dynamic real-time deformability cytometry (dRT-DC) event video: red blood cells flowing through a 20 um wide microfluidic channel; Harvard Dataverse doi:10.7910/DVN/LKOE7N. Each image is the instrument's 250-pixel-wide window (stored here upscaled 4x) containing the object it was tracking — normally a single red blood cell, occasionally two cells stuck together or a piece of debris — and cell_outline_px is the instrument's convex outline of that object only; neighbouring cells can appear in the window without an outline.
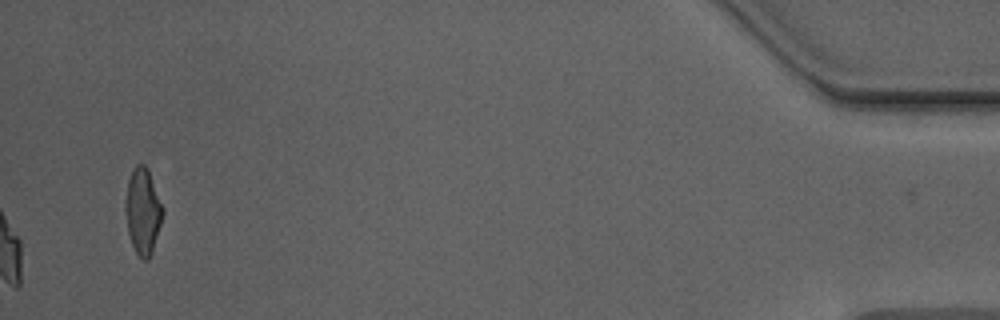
{"species": "Egyptian fruit bat (a non-hibernating species)", "species_latin": "Rousettus aegyptiacus", "temperature_condition": "warm", "stored_images_in_passage": 50, "camera_frame_rate_fps": 3000, "um_per_image_px": 0.085, "animal": {"sex": "male"}, "frame": {"image": 1, "passage_image": 50, "time_ms": 16.333, "image_size_px": [1000, 320], "cell_outline_px": [[164, 212], [152, 252], [148, 260], [144, 260], [136, 252], [132, 244], [128, 232], [124, 212], [124, 204], [128, 180], [132, 168], [136, 164], [144, 164], [148, 168], [164, 208]], "centroid_in_image_um": [12.13, 17.91], "position_along_channel_um": 423.1, "area_um2": 18.9}, "authors_computed_cell_mechanics": {"area_um2": 18.3226, "velocity_mm_per_s": 3.959, "shape_relaxation_time_tau1_ms": 3.5265, "shape_relaxation_time_tau2_ms": 1.1085, "deformation_change_tau1": 0.1659, "deformation_change_tau2": 0.0719}}